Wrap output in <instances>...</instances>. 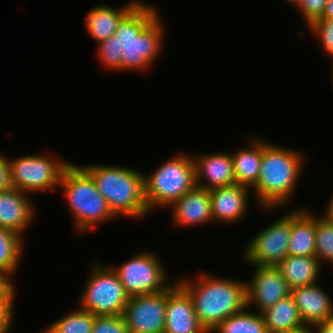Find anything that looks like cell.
I'll list each match as a JSON object with an SVG mask.
<instances>
[{
	"label": "cell",
	"mask_w": 333,
	"mask_h": 333,
	"mask_svg": "<svg viewBox=\"0 0 333 333\" xmlns=\"http://www.w3.org/2000/svg\"><path fill=\"white\" fill-rule=\"evenodd\" d=\"M156 8L139 2L120 22L115 36L122 48V70H145L163 45L164 25Z\"/></svg>",
	"instance_id": "cell-1"
},
{
	"label": "cell",
	"mask_w": 333,
	"mask_h": 333,
	"mask_svg": "<svg viewBox=\"0 0 333 333\" xmlns=\"http://www.w3.org/2000/svg\"><path fill=\"white\" fill-rule=\"evenodd\" d=\"M195 280L176 281L191 296L195 314L207 333H212L223 320L247 307L245 282L210 275H201Z\"/></svg>",
	"instance_id": "cell-2"
},
{
	"label": "cell",
	"mask_w": 333,
	"mask_h": 333,
	"mask_svg": "<svg viewBox=\"0 0 333 333\" xmlns=\"http://www.w3.org/2000/svg\"><path fill=\"white\" fill-rule=\"evenodd\" d=\"M304 154L265 142L261 169L256 185L253 187L263 209L286 204L293 196L299 175L305 163Z\"/></svg>",
	"instance_id": "cell-3"
},
{
	"label": "cell",
	"mask_w": 333,
	"mask_h": 333,
	"mask_svg": "<svg viewBox=\"0 0 333 333\" xmlns=\"http://www.w3.org/2000/svg\"><path fill=\"white\" fill-rule=\"evenodd\" d=\"M110 211L119 215L142 218L150 213L144 195V174L119 166L84 165Z\"/></svg>",
	"instance_id": "cell-4"
},
{
	"label": "cell",
	"mask_w": 333,
	"mask_h": 333,
	"mask_svg": "<svg viewBox=\"0 0 333 333\" xmlns=\"http://www.w3.org/2000/svg\"><path fill=\"white\" fill-rule=\"evenodd\" d=\"M59 186L64 191L74 224L80 233L115 218L106 199L97 190L93 178L82 166L71 163L64 170Z\"/></svg>",
	"instance_id": "cell-5"
},
{
	"label": "cell",
	"mask_w": 333,
	"mask_h": 333,
	"mask_svg": "<svg viewBox=\"0 0 333 333\" xmlns=\"http://www.w3.org/2000/svg\"><path fill=\"white\" fill-rule=\"evenodd\" d=\"M173 157L152 175H144V195L150 212L158 207L169 208L174 201L196 187L193 157L185 153Z\"/></svg>",
	"instance_id": "cell-6"
},
{
	"label": "cell",
	"mask_w": 333,
	"mask_h": 333,
	"mask_svg": "<svg viewBox=\"0 0 333 333\" xmlns=\"http://www.w3.org/2000/svg\"><path fill=\"white\" fill-rule=\"evenodd\" d=\"M91 270L78 307L95 316L123 315L130 296L116 272L96 263Z\"/></svg>",
	"instance_id": "cell-7"
},
{
	"label": "cell",
	"mask_w": 333,
	"mask_h": 333,
	"mask_svg": "<svg viewBox=\"0 0 333 333\" xmlns=\"http://www.w3.org/2000/svg\"><path fill=\"white\" fill-rule=\"evenodd\" d=\"M71 163L45 155H25L9 160L12 186L24 193L53 190Z\"/></svg>",
	"instance_id": "cell-8"
},
{
	"label": "cell",
	"mask_w": 333,
	"mask_h": 333,
	"mask_svg": "<svg viewBox=\"0 0 333 333\" xmlns=\"http://www.w3.org/2000/svg\"><path fill=\"white\" fill-rule=\"evenodd\" d=\"M112 269L130 297L165 291L173 285L168 282L166 271L154 253L141 252Z\"/></svg>",
	"instance_id": "cell-9"
},
{
	"label": "cell",
	"mask_w": 333,
	"mask_h": 333,
	"mask_svg": "<svg viewBox=\"0 0 333 333\" xmlns=\"http://www.w3.org/2000/svg\"><path fill=\"white\" fill-rule=\"evenodd\" d=\"M291 211L260 231L246 246V261L253 266H278L287 256Z\"/></svg>",
	"instance_id": "cell-10"
},
{
	"label": "cell",
	"mask_w": 333,
	"mask_h": 333,
	"mask_svg": "<svg viewBox=\"0 0 333 333\" xmlns=\"http://www.w3.org/2000/svg\"><path fill=\"white\" fill-rule=\"evenodd\" d=\"M167 290L129 298L124 318L129 333H163Z\"/></svg>",
	"instance_id": "cell-11"
},
{
	"label": "cell",
	"mask_w": 333,
	"mask_h": 333,
	"mask_svg": "<svg viewBox=\"0 0 333 333\" xmlns=\"http://www.w3.org/2000/svg\"><path fill=\"white\" fill-rule=\"evenodd\" d=\"M252 278L251 282H246L247 307L255 303L259 313L291 294L277 267L256 266Z\"/></svg>",
	"instance_id": "cell-12"
},
{
	"label": "cell",
	"mask_w": 333,
	"mask_h": 333,
	"mask_svg": "<svg viewBox=\"0 0 333 333\" xmlns=\"http://www.w3.org/2000/svg\"><path fill=\"white\" fill-rule=\"evenodd\" d=\"M163 333H207L195 314L191 296L176 281L167 290Z\"/></svg>",
	"instance_id": "cell-13"
},
{
	"label": "cell",
	"mask_w": 333,
	"mask_h": 333,
	"mask_svg": "<svg viewBox=\"0 0 333 333\" xmlns=\"http://www.w3.org/2000/svg\"><path fill=\"white\" fill-rule=\"evenodd\" d=\"M200 156L193 157L197 187L211 190L236 184L231 154L220 152Z\"/></svg>",
	"instance_id": "cell-14"
},
{
	"label": "cell",
	"mask_w": 333,
	"mask_h": 333,
	"mask_svg": "<svg viewBox=\"0 0 333 333\" xmlns=\"http://www.w3.org/2000/svg\"><path fill=\"white\" fill-rule=\"evenodd\" d=\"M177 226H193L211 222L212 206L208 189L195 187L170 206Z\"/></svg>",
	"instance_id": "cell-15"
},
{
	"label": "cell",
	"mask_w": 333,
	"mask_h": 333,
	"mask_svg": "<svg viewBox=\"0 0 333 333\" xmlns=\"http://www.w3.org/2000/svg\"><path fill=\"white\" fill-rule=\"evenodd\" d=\"M27 193L12 187L0 191V227L22 235L32 221L35 210Z\"/></svg>",
	"instance_id": "cell-16"
},
{
	"label": "cell",
	"mask_w": 333,
	"mask_h": 333,
	"mask_svg": "<svg viewBox=\"0 0 333 333\" xmlns=\"http://www.w3.org/2000/svg\"><path fill=\"white\" fill-rule=\"evenodd\" d=\"M298 307L304 325H318L333 315L329 295L317 283L291 290L290 294Z\"/></svg>",
	"instance_id": "cell-17"
},
{
	"label": "cell",
	"mask_w": 333,
	"mask_h": 333,
	"mask_svg": "<svg viewBox=\"0 0 333 333\" xmlns=\"http://www.w3.org/2000/svg\"><path fill=\"white\" fill-rule=\"evenodd\" d=\"M248 187L234 184L209 190L212 206V219L224 223H235L248 209Z\"/></svg>",
	"instance_id": "cell-18"
},
{
	"label": "cell",
	"mask_w": 333,
	"mask_h": 333,
	"mask_svg": "<svg viewBox=\"0 0 333 333\" xmlns=\"http://www.w3.org/2000/svg\"><path fill=\"white\" fill-rule=\"evenodd\" d=\"M314 216L303 208L291 211L288 255L316 257Z\"/></svg>",
	"instance_id": "cell-19"
},
{
	"label": "cell",
	"mask_w": 333,
	"mask_h": 333,
	"mask_svg": "<svg viewBox=\"0 0 333 333\" xmlns=\"http://www.w3.org/2000/svg\"><path fill=\"white\" fill-rule=\"evenodd\" d=\"M133 0L128 5L115 9L109 5H98L93 8L85 20L88 33L98 43L115 34L121 20L139 3Z\"/></svg>",
	"instance_id": "cell-20"
},
{
	"label": "cell",
	"mask_w": 333,
	"mask_h": 333,
	"mask_svg": "<svg viewBox=\"0 0 333 333\" xmlns=\"http://www.w3.org/2000/svg\"><path fill=\"white\" fill-rule=\"evenodd\" d=\"M317 257L288 255L276 266L287 281L289 289L312 285L318 281L321 265Z\"/></svg>",
	"instance_id": "cell-21"
},
{
	"label": "cell",
	"mask_w": 333,
	"mask_h": 333,
	"mask_svg": "<svg viewBox=\"0 0 333 333\" xmlns=\"http://www.w3.org/2000/svg\"><path fill=\"white\" fill-rule=\"evenodd\" d=\"M254 140V141H253ZM250 146L231 154L236 184L250 188L258 181L263 154V140L250 139Z\"/></svg>",
	"instance_id": "cell-22"
},
{
	"label": "cell",
	"mask_w": 333,
	"mask_h": 333,
	"mask_svg": "<svg viewBox=\"0 0 333 333\" xmlns=\"http://www.w3.org/2000/svg\"><path fill=\"white\" fill-rule=\"evenodd\" d=\"M262 315L269 333H286L304 325L291 295L279 300L274 306L262 312Z\"/></svg>",
	"instance_id": "cell-23"
},
{
	"label": "cell",
	"mask_w": 333,
	"mask_h": 333,
	"mask_svg": "<svg viewBox=\"0 0 333 333\" xmlns=\"http://www.w3.org/2000/svg\"><path fill=\"white\" fill-rule=\"evenodd\" d=\"M212 332L269 333L262 313L246 312V308L245 311L242 310L223 320Z\"/></svg>",
	"instance_id": "cell-24"
},
{
	"label": "cell",
	"mask_w": 333,
	"mask_h": 333,
	"mask_svg": "<svg viewBox=\"0 0 333 333\" xmlns=\"http://www.w3.org/2000/svg\"><path fill=\"white\" fill-rule=\"evenodd\" d=\"M23 247L20 235L0 227V272L12 276L21 261Z\"/></svg>",
	"instance_id": "cell-25"
},
{
	"label": "cell",
	"mask_w": 333,
	"mask_h": 333,
	"mask_svg": "<svg viewBox=\"0 0 333 333\" xmlns=\"http://www.w3.org/2000/svg\"><path fill=\"white\" fill-rule=\"evenodd\" d=\"M95 315L77 308L48 326L54 333H91Z\"/></svg>",
	"instance_id": "cell-26"
},
{
	"label": "cell",
	"mask_w": 333,
	"mask_h": 333,
	"mask_svg": "<svg viewBox=\"0 0 333 333\" xmlns=\"http://www.w3.org/2000/svg\"><path fill=\"white\" fill-rule=\"evenodd\" d=\"M316 257L333 266V222L315 216Z\"/></svg>",
	"instance_id": "cell-27"
},
{
	"label": "cell",
	"mask_w": 333,
	"mask_h": 333,
	"mask_svg": "<svg viewBox=\"0 0 333 333\" xmlns=\"http://www.w3.org/2000/svg\"><path fill=\"white\" fill-rule=\"evenodd\" d=\"M122 48L115 35L99 43L98 57L107 70H122Z\"/></svg>",
	"instance_id": "cell-28"
},
{
	"label": "cell",
	"mask_w": 333,
	"mask_h": 333,
	"mask_svg": "<svg viewBox=\"0 0 333 333\" xmlns=\"http://www.w3.org/2000/svg\"><path fill=\"white\" fill-rule=\"evenodd\" d=\"M91 333H129L123 315L96 316Z\"/></svg>",
	"instance_id": "cell-29"
},
{
	"label": "cell",
	"mask_w": 333,
	"mask_h": 333,
	"mask_svg": "<svg viewBox=\"0 0 333 333\" xmlns=\"http://www.w3.org/2000/svg\"><path fill=\"white\" fill-rule=\"evenodd\" d=\"M309 29L317 34L323 50L333 57V20L320 18L313 22Z\"/></svg>",
	"instance_id": "cell-30"
},
{
	"label": "cell",
	"mask_w": 333,
	"mask_h": 333,
	"mask_svg": "<svg viewBox=\"0 0 333 333\" xmlns=\"http://www.w3.org/2000/svg\"><path fill=\"white\" fill-rule=\"evenodd\" d=\"M328 0H293L295 5L302 12L305 22L309 27L313 22L322 18Z\"/></svg>",
	"instance_id": "cell-31"
},
{
	"label": "cell",
	"mask_w": 333,
	"mask_h": 333,
	"mask_svg": "<svg viewBox=\"0 0 333 333\" xmlns=\"http://www.w3.org/2000/svg\"><path fill=\"white\" fill-rule=\"evenodd\" d=\"M14 302H0V333H8L12 329Z\"/></svg>",
	"instance_id": "cell-32"
},
{
	"label": "cell",
	"mask_w": 333,
	"mask_h": 333,
	"mask_svg": "<svg viewBox=\"0 0 333 333\" xmlns=\"http://www.w3.org/2000/svg\"><path fill=\"white\" fill-rule=\"evenodd\" d=\"M16 288L9 276L0 272V302H14Z\"/></svg>",
	"instance_id": "cell-33"
},
{
	"label": "cell",
	"mask_w": 333,
	"mask_h": 333,
	"mask_svg": "<svg viewBox=\"0 0 333 333\" xmlns=\"http://www.w3.org/2000/svg\"><path fill=\"white\" fill-rule=\"evenodd\" d=\"M4 155L0 154V191L11 189L12 181L10 174L9 160Z\"/></svg>",
	"instance_id": "cell-34"
},
{
	"label": "cell",
	"mask_w": 333,
	"mask_h": 333,
	"mask_svg": "<svg viewBox=\"0 0 333 333\" xmlns=\"http://www.w3.org/2000/svg\"><path fill=\"white\" fill-rule=\"evenodd\" d=\"M316 333H333V315L324 323L315 325Z\"/></svg>",
	"instance_id": "cell-35"
},
{
	"label": "cell",
	"mask_w": 333,
	"mask_h": 333,
	"mask_svg": "<svg viewBox=\"0 0 333 333\" xmlns=\"http://www.w3.org/2000/svg\"><path fill=\"white\" fill-rule=\"evenodd\" d=\"M322 18L333 20V0H328Z\"/></svg>",
	"instance_id": "cell-36"
},
{
	"label": "cell",
	"mask_w": 333,
	"mask_h": 333,
	"mask_svg": "<svg viewBox=\"0 0 333 333\" xmlns=\"http://www.w3.org/2000/svg\"><path fill=\"white\" fill-rule=\"evenodd\" d=\"M314 328H315V326H312V325H303L300 328L293 329V330L288 331L286 333H313V332L316 333Z\"/></svg>",
	"instance_id": "cell-37"
},
{
	"label": "cell",
	"mask_w": 333,
	"mask_h": 333,
	"mask_svg": "<svg viewBox=\"0 0 333 333\" xmlns=\"http://www.w3.org/2000/svg\"><path fill=\"white\" fill-rule=\"evenodd\" d=\"M325 220L333 222V197L330 199V202L327 207V212L323 216Z\"/></svg>",
	"instance_id": "cell-38"
},
{
	"label": "cell",
	"mask_w": 333,
	"mask_h": 333,
	"mask_svg": "<svg viewBox=\"0 0 333 333\" xmlns=\"http://www.w3.org/2000/svg\"><path fill=\"white\" fill-rule=\"evenodd\" d=\"M42 333H54V332L48 327V328L45 329V331L42 332Z\"/></svg>",
	"instance_id": "cell-39"
}]
</instances>
